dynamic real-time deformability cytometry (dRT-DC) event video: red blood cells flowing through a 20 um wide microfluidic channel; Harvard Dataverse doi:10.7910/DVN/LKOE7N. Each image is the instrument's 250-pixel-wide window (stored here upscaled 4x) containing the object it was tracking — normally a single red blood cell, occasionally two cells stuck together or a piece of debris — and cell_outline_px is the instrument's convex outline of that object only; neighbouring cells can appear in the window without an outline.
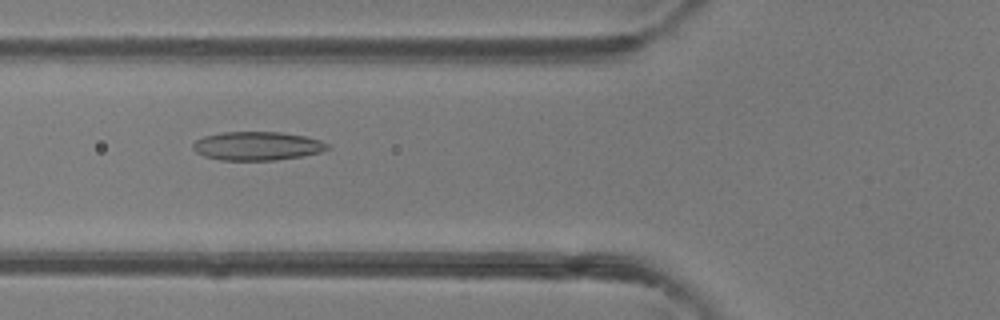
{"species": "common noctule bat (a hibernating species)", "species_latin": "Nyctalus noctula", "temperature_condition": "room temperature", "stored_images_in_passage": 48, "camera_frame_rate_fps": 3000, "um_per_image_px": 0.085, "animal": {"sex": "female"}, "frame": {"image": 1, "passage_image": 18, "time_ms": 5.667, "image_size_px": [1000, 320], "cell_outline_px": [[328, 148], [320, 152], [300, 156], [276, 160], [220, 160], [204, 156], [196, 152], [192, 148], [192, 144], [196, 140], [204, 136], [224, 132], [280, 132], [304, 136], [320, 140], [328, 144]], "centroid_in_image_um": [21.82, 12.41], "position_along_channel_um": 104.0, "area_um2": 22.31}}
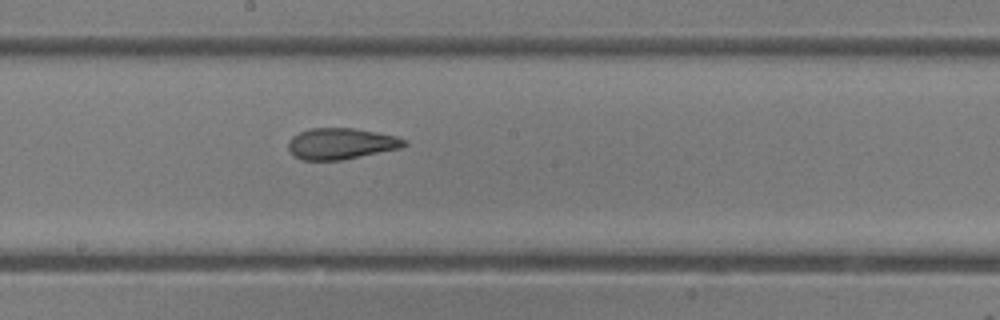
{"frame": {"image": 2, "passage_image": 26, "time_ms": 8.333, "image_size_px": [1000, 320], "cell_outline_px": [[408, 144], [404, 148], [340, 160], [300, 160], [292, 156], [288, 152], [288, 140], [292, 136], [300, 132], [312, 128], [356, 128], [396, 136], [408, 140]], "centroid_in_image_um": [28.99, 12.22], "position_along_channel_um": 219.2, "area_um2": 21.44}}
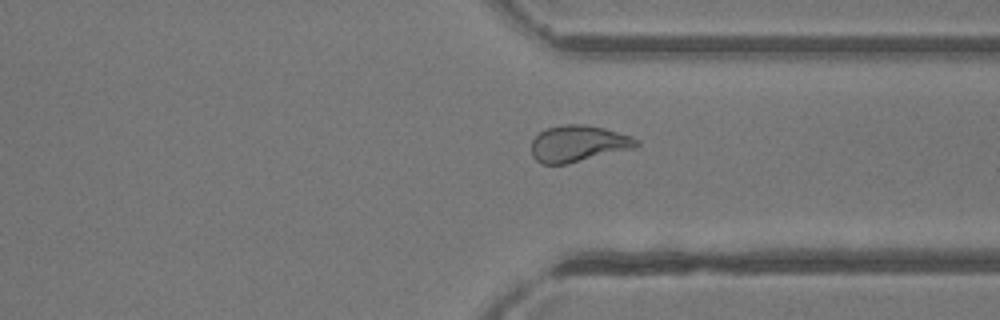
{"frame": {"image": 3, "passage_image": 36, "time_ms": 11.667, "image_size_px": [1000, 320], "cell_outline_px": [[640, 144], [636, 148], [568, 164], [540, 164], [532, 156], [532, 140], [540, 132], [548, 128], [564, 124], [584, 124], [604, 128], [632, 136], [640, 140]], "centroid_in_image_um": [49.19, 12.22], "position_along_channel_um": 362.2, "area_um2": 22.54}, "authors_computed_cell_mechanics": {"area_um2": 23.3512, "velocity_mm_per_s": 4.2961, "shape_relaxation_time_tau1_ms": null, "shape_relaxation_time_tau2_ms": 1.7669, "deformation_change_tau1": null, "deformation_change_tau2": 0.092}}